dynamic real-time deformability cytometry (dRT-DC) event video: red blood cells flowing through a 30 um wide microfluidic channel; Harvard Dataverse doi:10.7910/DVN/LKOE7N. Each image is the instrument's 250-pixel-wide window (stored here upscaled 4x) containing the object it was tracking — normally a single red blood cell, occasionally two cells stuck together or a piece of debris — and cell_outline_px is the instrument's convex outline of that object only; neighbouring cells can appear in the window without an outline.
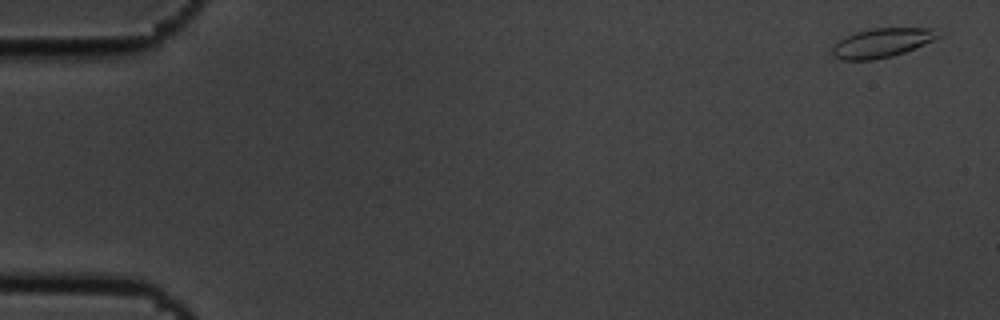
{"species": "common noctule bat (a hibernating species)", "species_latin": "Nyctalus noctula", "temperature_condition": "cold", "stored_images_in_passage": 6, "camera_frame_rate_fps": 3000, "um_per_image_px": 0.085, "animal": {"sex": "male", "body_mass_g": 19.5, "forearm_length_mm": 54.6}, "frame": {"image": 1, "passage_image": 1, "time_ms": 0.0, "image_size_px": [1000, 320], "cell_outline_px": [[944, 36], [904, 52], [892, 56], [872, 60], [844, 60], [832, 56], [832, 48], [840, 40], [856, 32], [872, 28], [932, 28]], "centroid_in_image_um": [74.99, 3.64], "position_along_channel_um": 10.0, "area_um2": 17.86}}
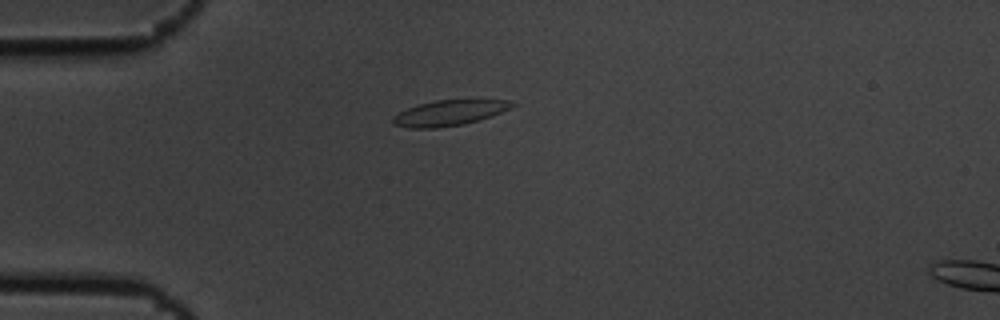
{"frame": {"image": 2, "passage_image": 4, "time_ms": 1.0, "image_size_px": [1000, 320], "cell_outline_px": [[516, 104], [512, 108], [464, 124], [436, 128], [408, 128], [392, 124], [392, 116], [408, 108], [420, 104], [436, 100], [508, 100]], "centroid_in_image_um": [38.14, 9.6], "position_along_channel_um": 46.9, "area_um2": 17.4}}
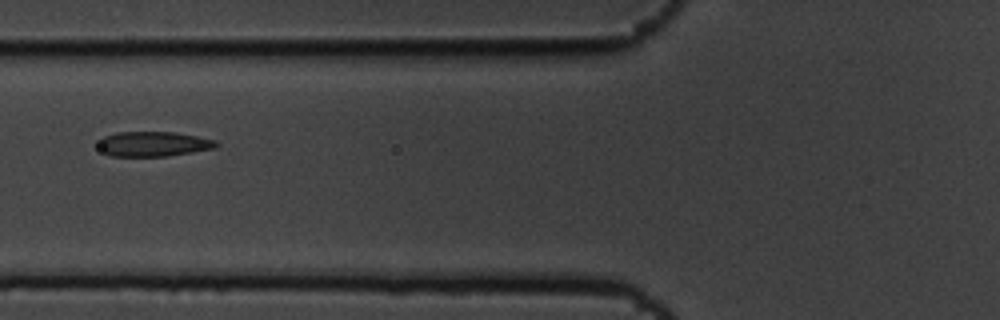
{"frame": {"image": 3, "passage_image": 6, "time_ms": 1.667, "image_size_px": [1000, 320], "cell_outline_px": [[220, 144], [216, 148], [168, 156], [112, 156], [104, 152], [96, 144], [104, 136], [116, 132], [176, 132], [216, 140]], "centroid_in_image_um": [13.05, 12.23], "position_along_channel_um": 112.7, "area_um2": 17.17}}